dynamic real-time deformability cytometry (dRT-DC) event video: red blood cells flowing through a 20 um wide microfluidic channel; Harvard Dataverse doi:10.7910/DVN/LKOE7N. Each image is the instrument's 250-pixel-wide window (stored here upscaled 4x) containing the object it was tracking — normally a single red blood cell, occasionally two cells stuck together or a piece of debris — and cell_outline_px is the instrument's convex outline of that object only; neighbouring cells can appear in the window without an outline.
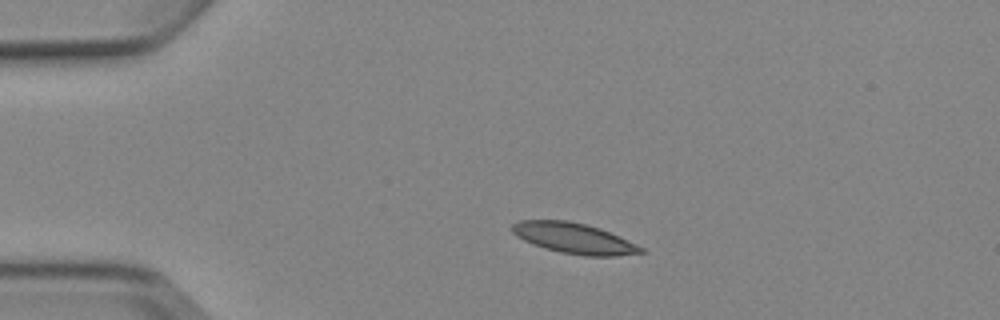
{"species": "Egyptian fruit bat (a non-hibernating species)", "species_latin": "Rousettus aegyptiacus", "temperature_condition": "cold", "stored_images_in_passage": 2, "camera_frame_rate_fps": 3000, "um_per_image_px": 0.085, "animal": {"sex": "female"}, "frame": {"image": 1, "passage_image": 1, "time_ms": 0.0, "image_size_px": [1000, 320], "cell_outline_px": [[644, 252], [616, 256], [584, 256], [560, 252], [544, 248], [524, 240], [516, 236], [512, 232], [512, 224], [520, 220], [568, 220], [600, 228], [620, 236], [644, 248]], "centroid_in_image_um": [48.79, 20.25], "position_along_channel_um": 36.2, "area_um2": 22.89}}